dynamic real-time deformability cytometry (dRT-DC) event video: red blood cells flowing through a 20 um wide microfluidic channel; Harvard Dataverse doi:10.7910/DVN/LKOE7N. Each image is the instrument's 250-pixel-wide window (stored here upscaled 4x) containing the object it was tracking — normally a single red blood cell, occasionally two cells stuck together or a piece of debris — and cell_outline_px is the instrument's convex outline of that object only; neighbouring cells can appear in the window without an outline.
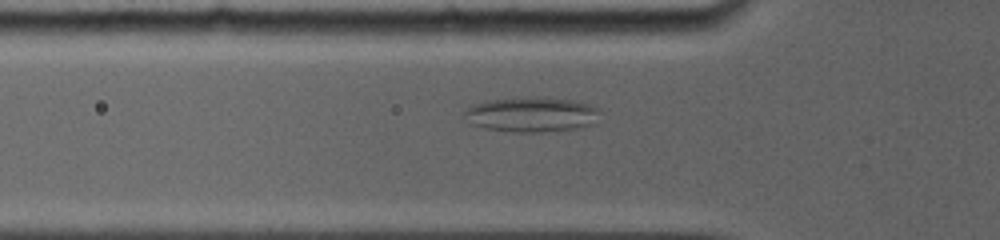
{"species": "common noctule bat (a hibernating species)", "species_latin": "Nyctalus noctula", "temperature_condition": "room temperature", "stored_images_in_passage": 6, "camera_frame_rate_fps": 5000, "um_per_image_px": 0.085, "animal": {"sex": "female", "body_mass_g": 19.0, "forearm_length_mm": 56.7}, "frame": {"image": 1, "passage_image": 2, "time_ms": 0.2, "image_size_px": [1000, 240], "cell_outline_px": [[600, 108], [596, 124], [576, 128], [544, 132], [512, 132], [484, 128], [468, 124], [460, 116], [460, 112], [472, 104], [484, 100], [524, 96], [544, 96], [580, 100]], "centroid_in_image_um": [45.12, 9.7], "position_along_channel_um": 80.7, "area_um2": 29.02}}